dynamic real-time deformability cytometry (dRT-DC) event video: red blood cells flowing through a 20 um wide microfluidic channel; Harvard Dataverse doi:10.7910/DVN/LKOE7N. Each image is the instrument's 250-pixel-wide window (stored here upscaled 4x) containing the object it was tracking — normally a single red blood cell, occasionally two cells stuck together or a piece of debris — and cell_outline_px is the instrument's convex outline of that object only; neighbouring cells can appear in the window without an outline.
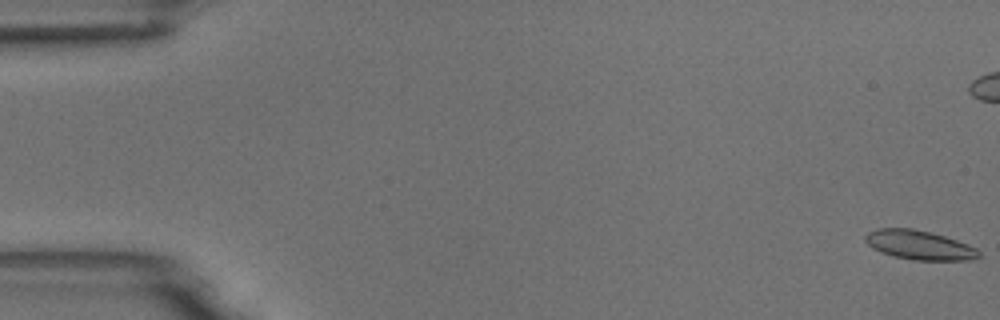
{"species": "common noctule bat (a hibernating species)", "species_latin": "Nyctalus noctula", "temperature_condition": "room temperature", "stored_images_in_passage": 56, "camera_frame_rate_fps": 3000, "um_per_image_px": 0.085, "animal": {"sex": "male", "body_mass_g": 18.8}, "frame": {"image": 1, "passage_image": 1, "time_ms": 0.0, "image_size_px": [1000, 320], "cell_outline_px": [[980, 256], [976, 260], [912, 260], [880, 252], [872, 248], [864, 240], [864, 236], [868, 232], [876, 228], [912, 228], [944, 236], [968, 244], [976, 248], [980, 252]], "centroid_in_image_um": [78.14, 20.83], "position_along_channel_um": 6.9, "area_um2": 19.36}}
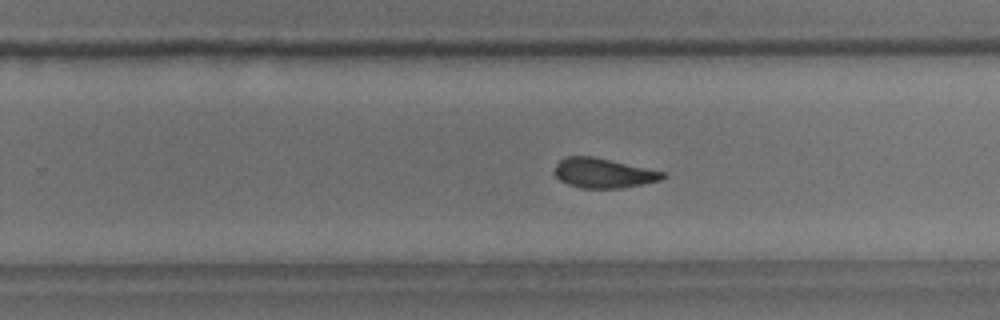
{"frame": {"image": 2, "passage_image": 35, "time_ms": 11.333, "image_size_px": [1000, 320], "cell_outline_px": [[668, 176], [660, 180], [620, 188], [580, 188], [568, 184], [560, 180], [552, 172], [556, 164], [560, 160], [568, 156], [592, 156], [668, 172]], "centroid_in_image_um": [51.3, 14.7], "position_along_channel_um": 278.5, "area_um2": 18.84}}
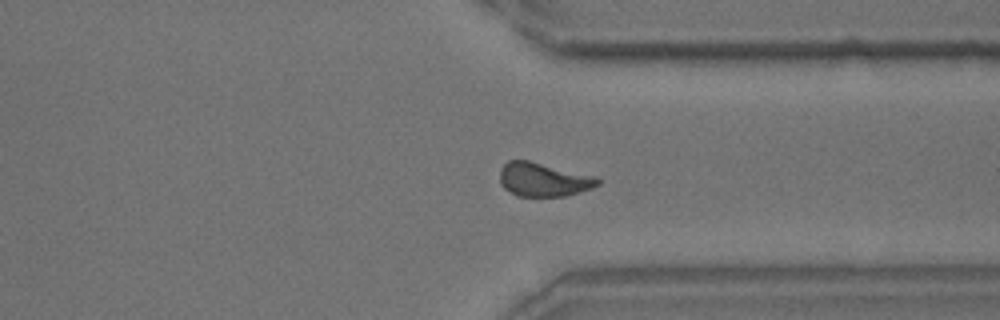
{"frame": {"image": 3, "passage_image": 42, "time_ms": 13.667, "image_size_px": [1000, 320], "cell_outline_px": [[604, 180], [600, 184], [592, 188], [564, 196], [516, 196], [504, 188], [500, 184], [500, 168], [508, 160], [528, 160], [596, 176]], "centroid_in_image_um": [46.2, 15.26], "position_along_channel_um": 365.2, "area_um2": 19.42}, "authors_computed_cell_mechanics": {"area_um2": 19.3919, "velocity_mm_per_s": 3.7231, "shape_relaxation_time_tau1_ms": 5.7571, "shape_relaxation_time_tau2_ms": 1.6467, "deformation_change_tau1": 0.1496, "deformation_change_tau2": 0.0705}}